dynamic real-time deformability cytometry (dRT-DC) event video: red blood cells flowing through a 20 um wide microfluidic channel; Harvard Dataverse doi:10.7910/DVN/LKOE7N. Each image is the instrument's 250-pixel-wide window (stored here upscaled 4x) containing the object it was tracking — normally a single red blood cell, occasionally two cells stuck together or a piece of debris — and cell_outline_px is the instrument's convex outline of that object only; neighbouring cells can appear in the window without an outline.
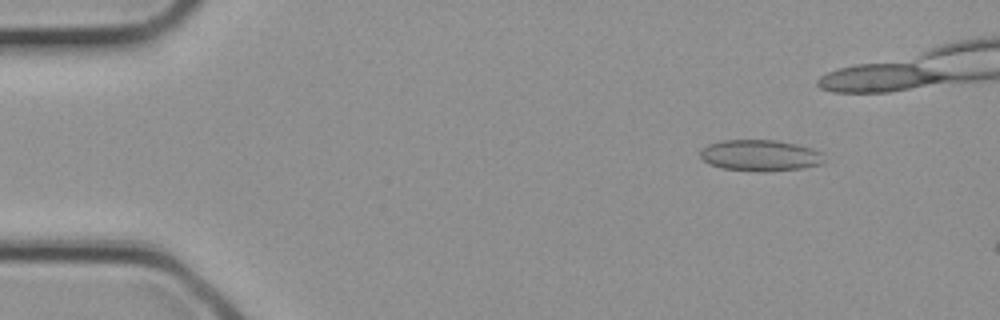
{"species": "common noctule bat (a hibernating species)", "species_latin": "Nyctalus noctula", "temperature_condition": "cold", "stored_images_in_passage": 6, "camera_frame_rate_fps": 3000, "um_per_image_px": 0.085, "animal": {"sex": "female", "body_mass_g": 21.9}, "frame": {"image": 1, "passage_image": 2, "time_ms": 0.333, "image_size_px": [1000, 320], "cell_outline_px": [[824, 164], [804, 168], [764, 172], [756, 172], [720, 168], [704, 160], [700, 156], [700, 148], [708, 144], [720, 140], [776, 140], [796, 144], [812, 148], [824, 152]], "centroid_in_image_um": [64.65, 13.22], "position_along_channel_um": 20.4, "area_um2": 23.0}}